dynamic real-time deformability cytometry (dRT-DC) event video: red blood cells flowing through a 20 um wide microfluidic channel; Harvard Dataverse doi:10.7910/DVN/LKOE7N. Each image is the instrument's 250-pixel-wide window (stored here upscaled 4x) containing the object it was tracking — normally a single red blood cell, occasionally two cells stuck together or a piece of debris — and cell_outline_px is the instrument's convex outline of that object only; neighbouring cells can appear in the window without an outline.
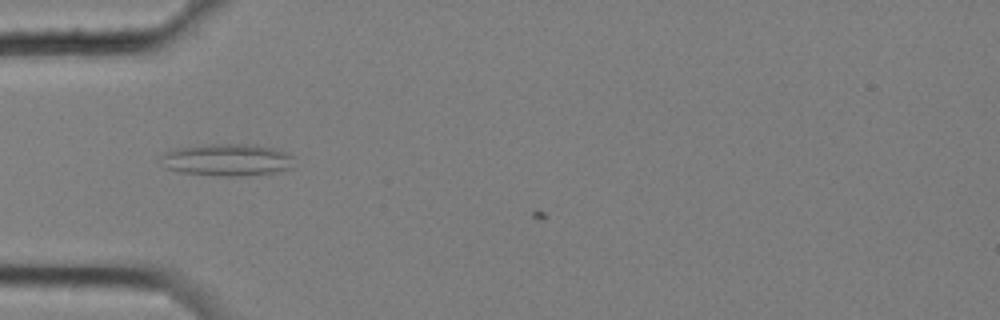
{"species": "common noctule bat (a hibernating species)", "species_latin": "Nyctalus noctula", "temperature_condition": "cold", "stored_images_in_passage": 3, "camera_frame_rate_fps": 3000, "um_per_image_px": 0.085, "animal": {"sex": "female", "body_mass_g": 25.1}, "frame": {"image": 1, "passage_image": 2, "time_ms": 0.333, "image_size_px": [1000, 320], "cell_outline_px": [[292, 168], [272, 172], [244, 176], [220, 176], [176, 172], [164, 168], [156, 160], [164, 152], [172, 148], [208, 144], [256, 144], [288, 152], [292, 156]], "centroid_in_image_um": [19.19, 13.58], "position_along_channel_um": 65.8, "area_um2": 25.55}}